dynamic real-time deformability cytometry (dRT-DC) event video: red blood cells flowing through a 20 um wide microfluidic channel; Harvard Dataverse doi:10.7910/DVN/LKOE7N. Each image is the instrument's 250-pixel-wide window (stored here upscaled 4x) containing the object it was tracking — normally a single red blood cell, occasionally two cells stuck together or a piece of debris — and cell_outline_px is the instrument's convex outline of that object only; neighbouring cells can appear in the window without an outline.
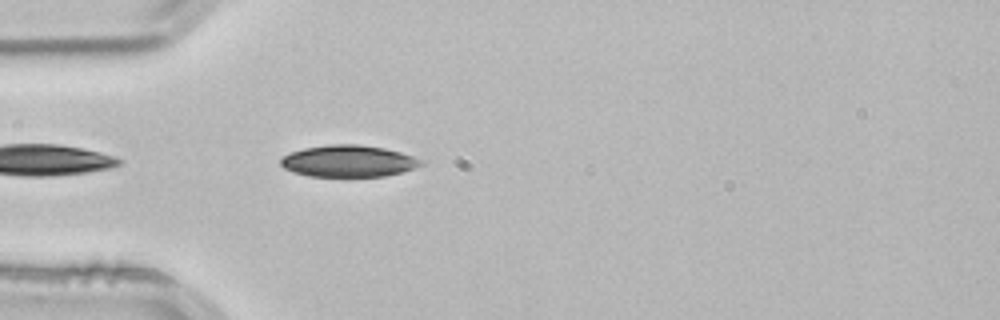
{"species": "common noctule bat (a hibernating species)", "species_latin": "Nyctalus noctula", "temperature_condition": "room temperature", "stored_images_in_passage": 22, "camera_frame_rate_fps": 3000, "um_per_image_px": 0.085, "animal": {"sex": "male", "body_mass_g": 21.5, "forearm_length_mm": 52.0}, "frame": {"image": 1, "passage_image": 1, "time_ms": 0.0, "image_size_px": [1000, 320], "cell_outline_px": [[424, 164], [400, 172], [384, 176], [308, 176], [292, 172], [284, 168], [280, 164], [280, 160], [284, 156], [292, 152], [304, 148], [328, 144], [360, 144], [384, 148], [400, 152], [424, 160]], "centroid_in_image_um": [29.6, 13.68], "position_along_channel_um": 55.4, "area_um2": 25.84}}